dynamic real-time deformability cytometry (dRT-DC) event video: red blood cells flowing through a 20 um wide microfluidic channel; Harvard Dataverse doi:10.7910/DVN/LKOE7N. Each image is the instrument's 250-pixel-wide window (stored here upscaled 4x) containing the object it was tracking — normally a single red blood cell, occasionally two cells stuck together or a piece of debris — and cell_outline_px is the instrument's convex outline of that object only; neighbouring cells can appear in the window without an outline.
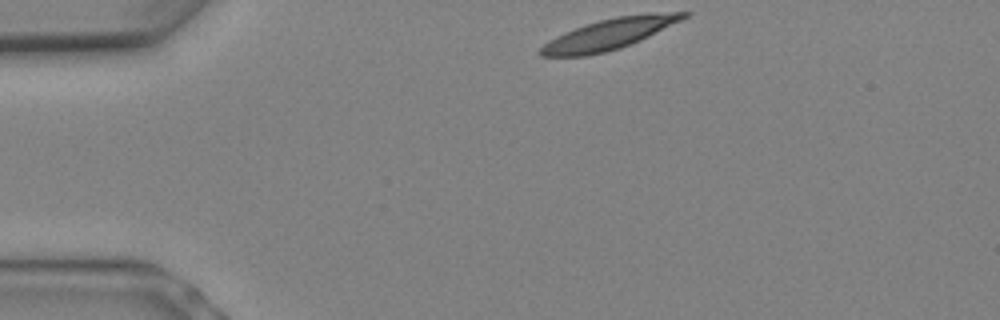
{"species": "Egyptian fruit bat (a non-hibernating species)", "species_latin": "Rousettus aegyptiacus", "temperature_condition": "warm", "stored_images_in_passage": 6, "camera_frame_rate_fps": 3000, "um_per_image_px": 0.085, "animal": {"sex": "female"}, "frame": {"image": 1, "passage_image": 1, "time_ms": 0.0, "image_size_px": [1000, 320], "cell_outline_px": [[692, 12], [688, 16], [640, 40], [620, 48], [604, 52], [584, 56], [540, 56], [536, 52], [544, 44], [576, 28], [600, 20], [616, 16], [672, 12]], "centroid_in_image_um": [51.77, 2.91], "position_along_channel_um": 33.2, "area_um2": 24.68}}
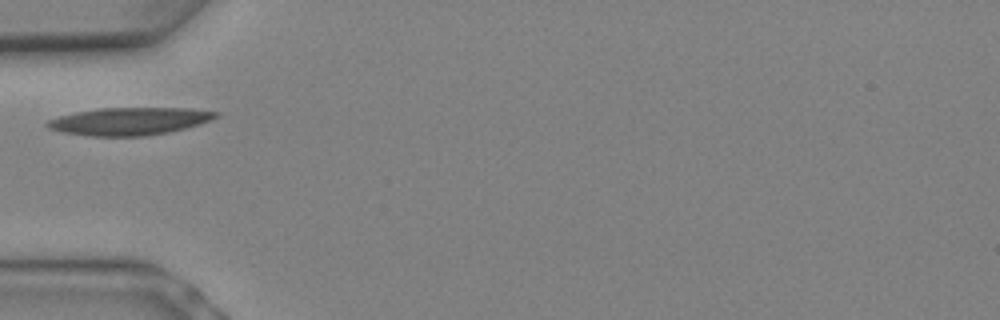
{"frame": {"image": 2, "passage_image": 4, "time_ms": 1.0, "image_size_px": [1000, 320], "cell_outline_px": [[220, 116], [212, 120], [200, 124], [168, 132], [144, 136], [92, 136], [60, 132], [48, 128], [44, 124], [48, 120], [60, 116], [76, 112], [100, 108], [192, 108], [220, 112]], "centroid_in_image_um": [11.03, 10.3], "position_along_channel_um": 74.0, "area_um2": 27.17}}
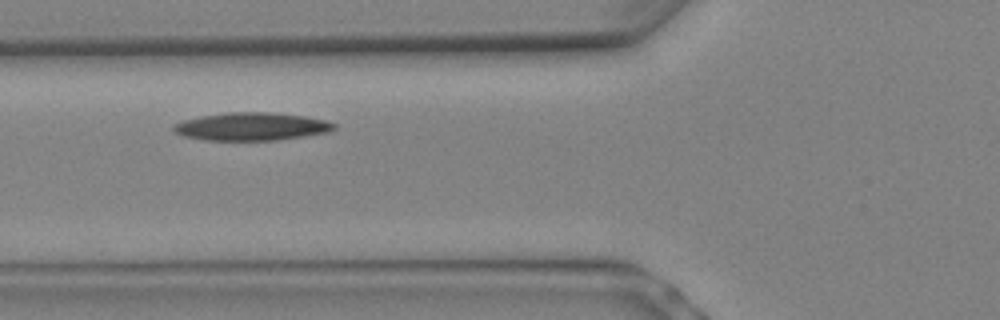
{"frame": {"image": 3, "passage_image": 5, "time_ms": 1.333, "image_size_px": [1000, 320], "cell_outline_px": [[336, 128], [328, 132], [304, 136], [276, 140], [204, 140], [184, 136], [176, 132], [172, 128], [172, 124], [184, 120], [204, 116], [228, 112], [268, 112], [304, 116], [324, 120], [336, 124]], "centroid_in_image_um": [21.37, 10.76], "position_along_channel_um": 104.4, "area_um2": 25.89}}